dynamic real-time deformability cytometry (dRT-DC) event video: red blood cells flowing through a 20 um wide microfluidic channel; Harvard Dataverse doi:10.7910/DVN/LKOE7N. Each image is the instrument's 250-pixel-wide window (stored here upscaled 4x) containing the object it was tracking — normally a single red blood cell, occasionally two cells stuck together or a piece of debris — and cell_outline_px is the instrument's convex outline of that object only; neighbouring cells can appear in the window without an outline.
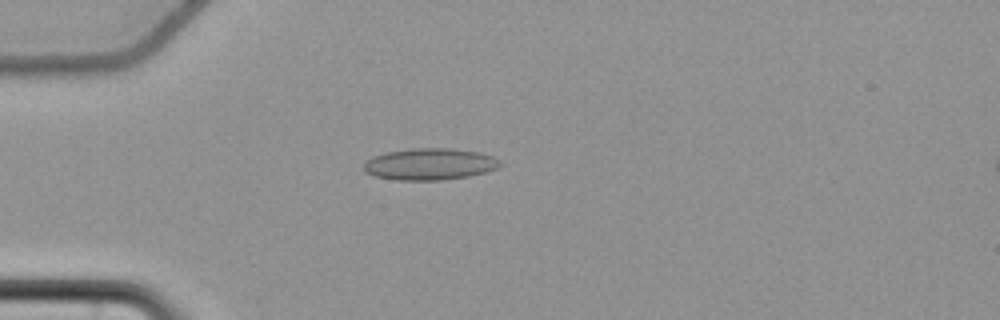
{"species": "common noctule bat (a hibernating species)", "species_latin": "Nyctalus noctula", "temperature_condition": "cold", "stored_images_in_passage": 51, "camera_frame_rate_fps": 3000, "um_per_image_px": 0.085, "animal": {"sex": "female", "body_mass_g": 22.7, "forearm_length_mm": 54.2}, "frame": {"image": 1, "passage_image": 11, "time_ms": 3.333, "image_size_px": [1000, 320], "cell_outline_px": [[504, 164], [496, 168], [484, 172], [468, 176], [440, 180], [396, 180], [376, 176], [364, 172], [364, 164], [372, 156], [388, 152], [412, 148], [452, 148], [480, 152], [492, 156], [500, 160]], "centroid_in_image_um": [36.54, 13.94], "position_along_channel_um": 48.5, "area_um2": 25.14}}
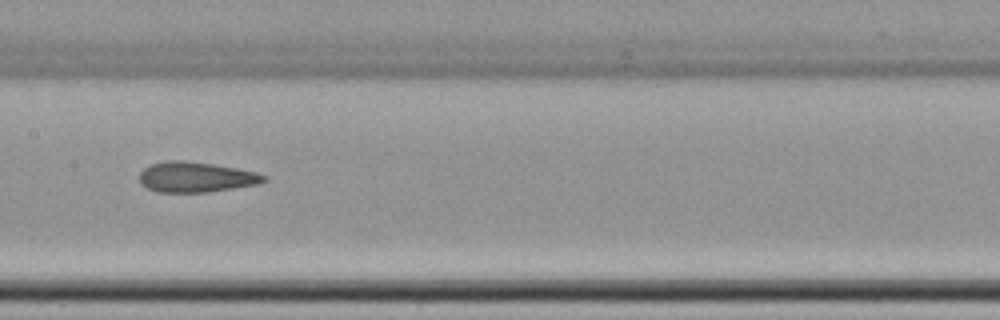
{"frame": {"image": 2, "passage_image": 24, "time_ms": 7.667, "image_size_px": [1000, 320], "cell_outline_px": [[268, 180], [260, 184], [208, 192], [156, 192], [140, 184], [140, 172], [144, 168], [152, 164], [164, 160], [184, 160], [212, 164], [236, 168], [256, 172], [268, 176]], "centroid_in_image_um": [16.67, 15.05], "position_along_channel_um": 190.7, "area_um2": 22.14}}
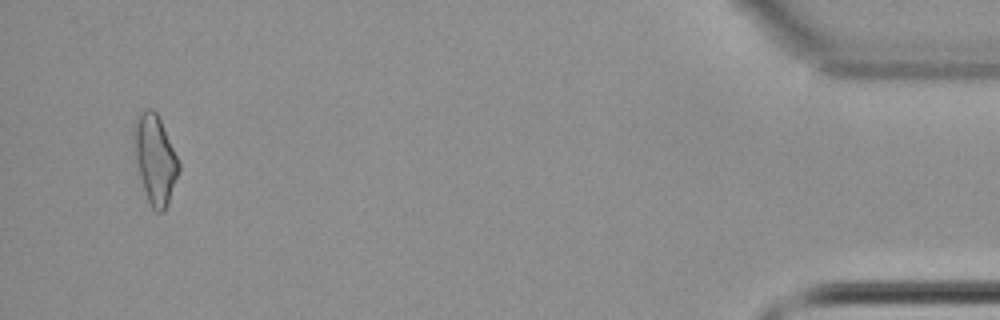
{"frame": {"image": 3, "passage_image": 49, "time_ms": 16.0, "image_size_px": [1000, 320], "cell_outline_px": [[180, 168], [168, 204], [160, 212], [156, 212], [152, 208], [148, 200], [140, 176], [136, 160], [132, 136], [132, 124], [136, 116], [140, 112], [148, 108], [152, 108], [156, 112], [180, 160]], "centroid_in_image_um": [13.17, 13.47], "position_along_channel_um": 422.0, "area_um2": 23.24}, "authors_computed_cell_mechanics": {"area_um2": 22.3686, "velocity_mm_per_s": 3.7187, "shape_relaxation_time_tau1_ms": null, "shape_relaxation_time_tau2_ms": 4.1212, "deformation_change_tau1": null, "deformation_change_tau2": 0.1337}}